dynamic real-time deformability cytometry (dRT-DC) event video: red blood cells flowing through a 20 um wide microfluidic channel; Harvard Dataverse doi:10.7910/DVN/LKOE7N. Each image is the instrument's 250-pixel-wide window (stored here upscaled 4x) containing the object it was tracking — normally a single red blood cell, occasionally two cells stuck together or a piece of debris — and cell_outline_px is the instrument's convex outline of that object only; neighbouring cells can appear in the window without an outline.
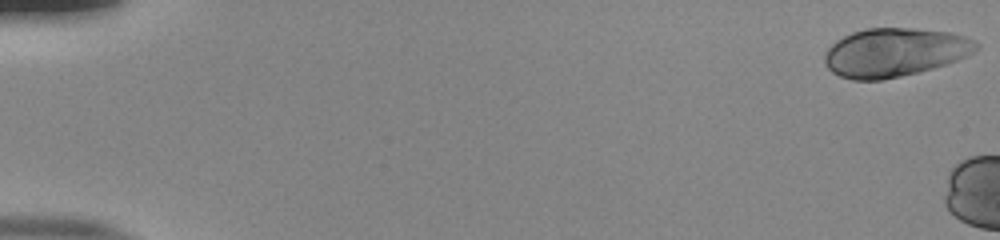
{"species": "human", "species_latin": "Homo sapiens", "temperature_condition": "room temperature", "stored_images_in_passage": 5, "camera_frame_rate_fps": 3000, "um_per_image_px": 0.085, "donor": {"sex": "male"}, "frame": {"image": 1, "passage_image": 1, "time_ms": 0.0, "image_size_px": [1000, 240], "cell_outline_px": [[980, 48], [948, 64], [920, 72], [880, 80], [852, 80], [840, 76], [832, 72], [824, 64], [824, 56], [828, 48], [836, 40], [852, 32], [864, 28], [912, 28], [952, 32], [964, 36], [980, 44]], "centroid_in_image_um": [76.03, 4.45], "position_along_channel_um": 9.0, "area_um2": 43.06}}